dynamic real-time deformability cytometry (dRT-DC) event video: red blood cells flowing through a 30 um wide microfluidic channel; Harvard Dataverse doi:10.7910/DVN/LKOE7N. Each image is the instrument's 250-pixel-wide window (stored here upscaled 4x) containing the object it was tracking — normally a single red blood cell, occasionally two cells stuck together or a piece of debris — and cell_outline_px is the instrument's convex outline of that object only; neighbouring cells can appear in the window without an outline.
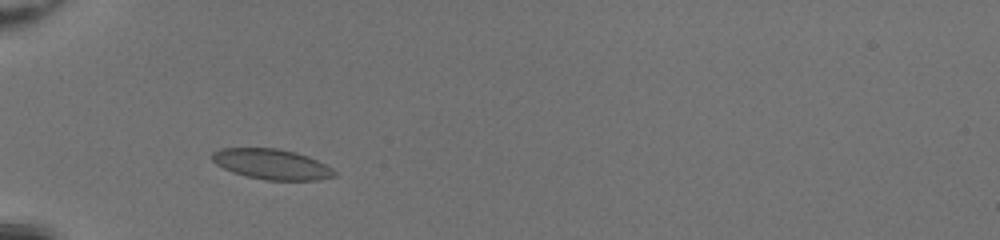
{"species": "common noctule bat (a hibernating species)", "species_latin": "Nyctalus noctula", "temperature_condition": "room temperature", "stored_images_in_passage": 38, "camera_frame_rate_fps": 3000, "um_per_image_px": 0.085, "animal": {"sex": "female", "body_mass_g": 20.0, "forearm_length_mm": 54.0}, "frame": {"image": 1, "passage_image": 6, "time_ms": 1.667, "image_size_px": [1000, 240], "cell_outline_px": [[336, 176], [316, 180], [264, 180], [232, 172], [216, 164], [212, 160], [212, 152], [220, 148], [276, 148], [296, 152], [308, 156], [332, 168], [336, 172]], "centroid_in_image_um": [23.09, 13.95], "position_along_channel_um": 61.9, "area_um2": 21.56}}
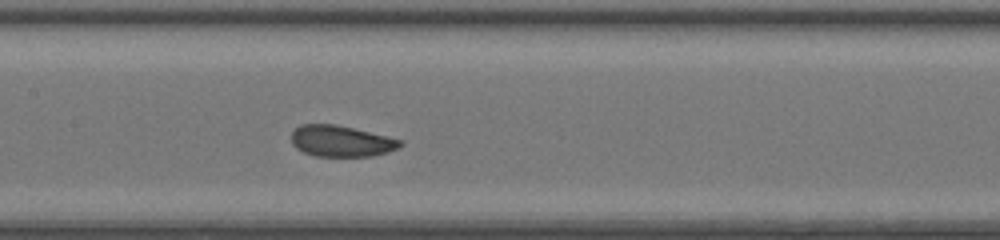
{"frame": {"image": 2, "passage_image": 15, "time_ms": 4.667, "image_size_px": [1000, 240], "cell_outline_px": [[404, 144], [388, 152], [372, 156], [316, 156], [304, 152], [296, 148], [292, 144], [292, 132], [300, 124], [336, 124], [388, 136], [404, 140]], "centroid_in_image_um": [29.02, 11.99], "position_along_channel_um": 178.4, "area_um2": 19.83}}
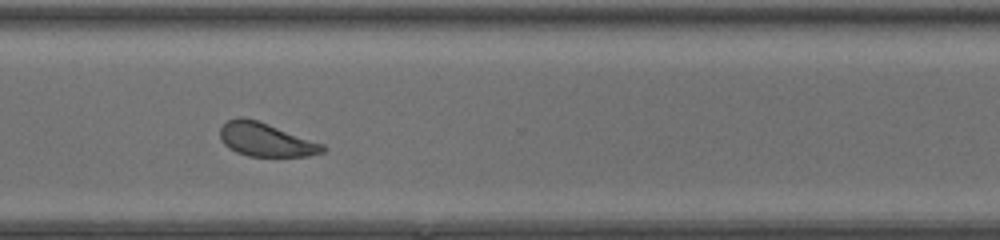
{"frame": {"image": 3, "passage_image": 27, "time_ms": 8.667, "image_size_px": [1000, 240], "cell_outline_px": [[328, 148], [324, 152], [308, 156], [248, 156], [236, 152], [228, 148], [224, 144], [220, 136], [220, 128], [228, 120], [236, 116], [244, 116], [268, 124], [324, 144]], "centroid_in_image_um": [22.59, 11.87], "position_along_channel_um": 348.0, "area_um2": 20.11}, "authors_computed_cell_mechanics": {"area_um2": 20.5479, "velocity_mm_per_s": 4.2545, "shape_relaxation_time_tau1_ms": 1.8109, "shape_relaxation_time_tau2_ms": null, "deformation_change_tau1": 0.0764, "deformation_change_tau2": null}}